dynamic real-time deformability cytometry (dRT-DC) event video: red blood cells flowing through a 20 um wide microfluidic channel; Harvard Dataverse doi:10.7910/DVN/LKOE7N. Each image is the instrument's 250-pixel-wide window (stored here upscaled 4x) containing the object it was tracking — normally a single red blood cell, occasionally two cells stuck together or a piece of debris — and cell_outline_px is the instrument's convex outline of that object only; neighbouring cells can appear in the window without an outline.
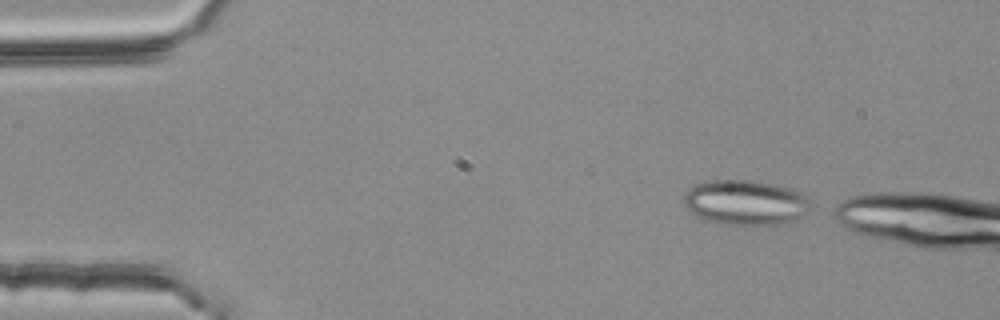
{"species": "common noctule bat (a hibernating species)", "species_latin": "Nyctalus noctula", "temperature_condition": "room temperature", "stored_images_in_passage": 10, "camera_frame_rate_fps": 3000, "um_per_image_px": 0.085, "animal": {"sex": "female", "body_mass_g": 25.1}, "frame": {"image": 1, "passage_image": 1, "time_ms": 0.0, "image_size_px": [1000, 320], "cell_outline_px": [[812, 204], [808, 212], [792, 220], [780, 224], [728, 224], [704, 220], [696, 216], [684, 204], [684, 196], [696, 184], [712, 180], [752, 180], [772, 184], [788, 188], [800, 192]], "centroid_in_image_um": [63.37, 17.21], "position_along_channel_um": 21.6, "area_um2": 32.71}}